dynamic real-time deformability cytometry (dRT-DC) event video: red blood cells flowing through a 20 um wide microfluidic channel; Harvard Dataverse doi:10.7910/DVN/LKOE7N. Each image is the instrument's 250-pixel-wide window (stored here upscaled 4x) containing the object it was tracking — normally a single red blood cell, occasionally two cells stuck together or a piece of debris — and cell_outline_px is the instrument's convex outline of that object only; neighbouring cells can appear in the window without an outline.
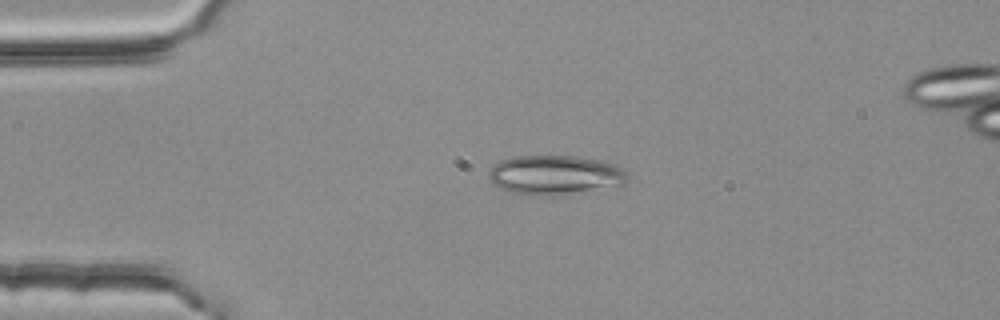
{"species": "common noctule bat (a hibernating species)", "species_latin": "Nyctalus noctula", "temperature_condition": "room temperature", "stored_images_in_passage": 3, "camera_frame_rate_fps": 3000, "um_per_image_px": 0.085, "animal": {"sex": "female", "body_mass_g": 25.1}, "frame": {"image": 1, "passage_image": 1, "time_ms": 0.0, "image_size_px": [1000, 320], "cell_outline_px": [[628, 180], [624, 184], [556, 196], [528, 196], [512, 192], [500, 188], [488, 176], [488, 172], [492, 164], [500, 160], [512, 156], [576, 156], [608, 160], [616, 164], [628, 176]], "centroid_in_image_um": [47.16, 14.86], "position_along_channel_um": 37.8, "area_um2": 32.25}}